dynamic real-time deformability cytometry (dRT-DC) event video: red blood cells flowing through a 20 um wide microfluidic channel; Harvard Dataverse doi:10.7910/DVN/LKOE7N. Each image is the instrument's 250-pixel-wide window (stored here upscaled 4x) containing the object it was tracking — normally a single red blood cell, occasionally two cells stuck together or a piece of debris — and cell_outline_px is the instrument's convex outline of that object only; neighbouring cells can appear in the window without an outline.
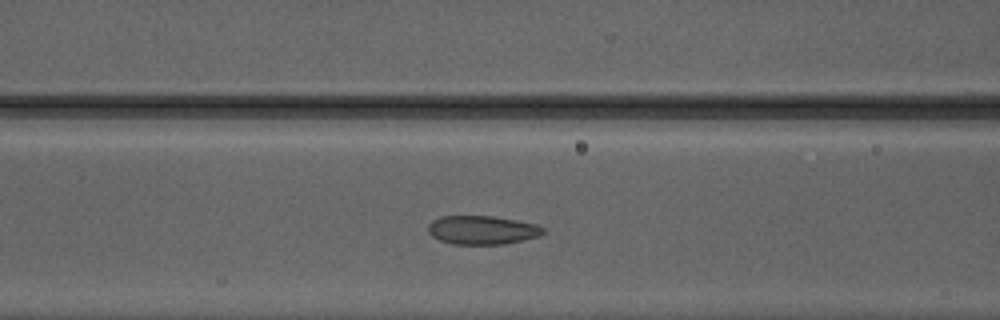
{"species": "Egyptian fruit bat (a non-hibernating species)", "species_latin": "Rousettus aegyptiacus", "temperature_condition": "warm", "stored_images_in_passage": 39, "camera_frame_rate_fps": 3000, "um_per_image_px": 0.085, "animal": {"sex": "male"}, "frame": {"image": 1, "passage_image": 15, "time_ms": 4.667, "image_size_px": [1000, 320], "cell_outline_px": [[544, 232], [540, 236], [504, 244], [452, 244], [440, 240], [432, 236], [428, 232], [428, 224], [432, 220], [440, 216], [492, 216], [516, 220], [536, 224], [544, 228]], "centroid_in_image_um": [40.97, 19.55], "position_along_channel_um": 125.6, "area_um2": 19.25}}
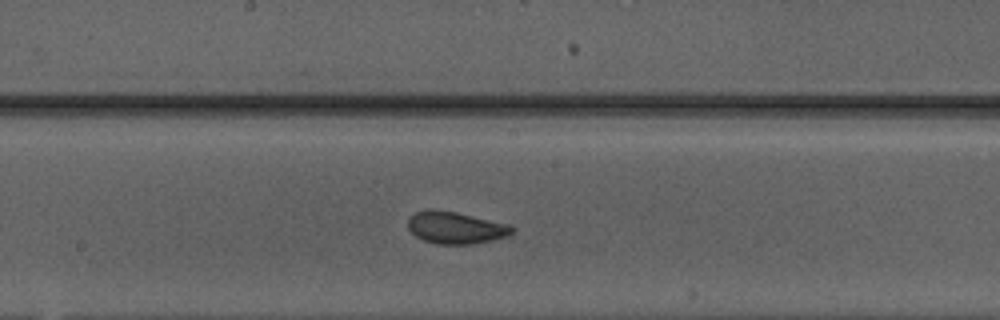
{"frame": {"image": 2, "passage_image": 21, "time_ms": 6.667, "image_size_px": [1000, 320], "cell_outline_px": [[516, 228], [508, 236], [492, 240], [472, 244], [436, 244], [424, 240], [416, 236], [408, 228], [408, 216], [416, 212], [428, 208], [456, 212], [508, 224]], "centroid_in_image_um": [38.71, 19.35], "position_along_channel_um": 209.5, "area_um2": 19.48}}
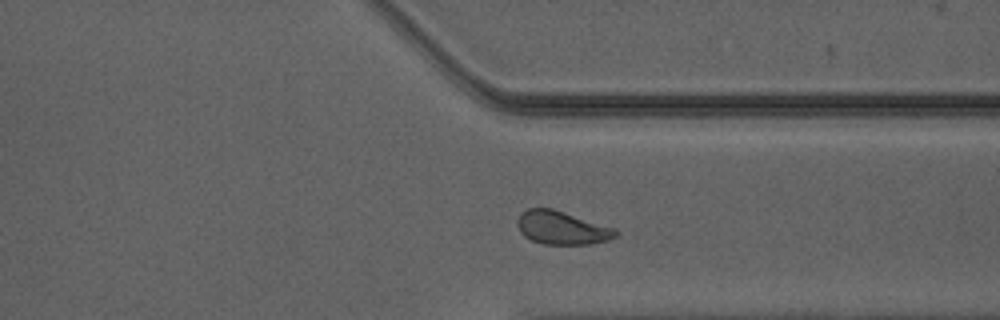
{"frame": {"image": 3, "passage_image": 32, "time_ms": 10.333, "image_size_px": [1000, 320], "cell_outline_px": [[620, 232], [616, 236], [608, 240], [592, 244], [544, 244], [532, 240], [524, 236], [520, 232], [516, 224], [516, 220], [520, 212], [528, 208], [552, 208], [616, 228]], "centroid_in_image_um": [47.75, 19.35], "position_along_channel_um": 363.6, "area_um2": 19.31}}